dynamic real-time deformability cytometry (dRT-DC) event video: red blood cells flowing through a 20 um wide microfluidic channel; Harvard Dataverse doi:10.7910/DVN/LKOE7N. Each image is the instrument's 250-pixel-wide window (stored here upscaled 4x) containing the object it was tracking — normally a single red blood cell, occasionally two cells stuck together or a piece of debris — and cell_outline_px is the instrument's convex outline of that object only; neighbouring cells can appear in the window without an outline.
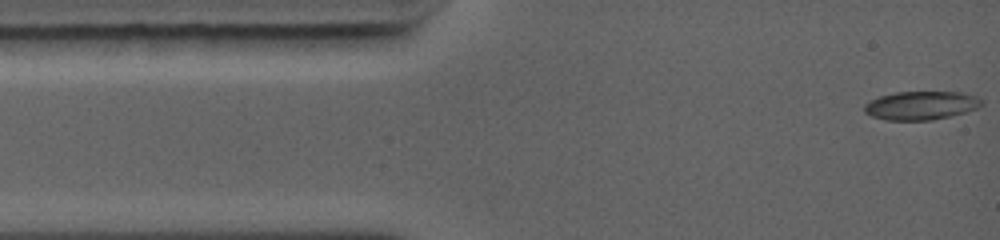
{"species": "common noctule bat (a hibernating species)", "species_latin": "Nyctalus noctula", "temperature_condition": "warm", "stored_images_in_passage": 73, "camera_frame_rate_fps": 5000, "um_per_image_px": 0.085, "animal": {"sex": "female", "body_mass_g": 19.0, "forearm_length_mm": 56.7}, "frame": {"image": 1, "passage_image": 1, "time_ms": 0.0, "image_size_px": [1000, 240], "cell_outline_px": [[984, 104], [976, 108], [964, 112], [932, 120], [888, 120], [872, 116], [864, 112], [864, 104], [880, 96], [896, 92], [960, 92], [976, 96], [984, 100]], "centroid_in_image_um": [78.3, 8.96], "position_along_channel_um": 6.7, "area_um2": 19.36}}
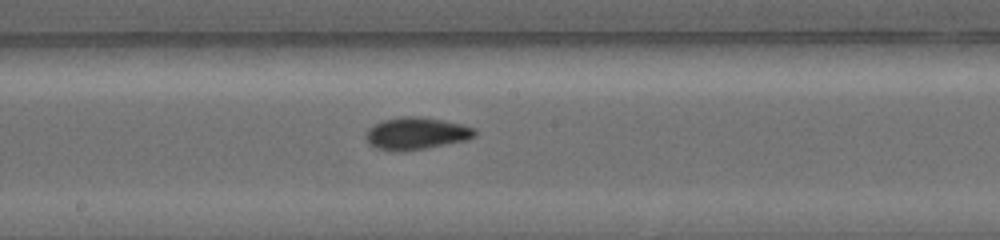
{"frame": {"image": 2, "passage_image": 32, "time_ms": 6.2, "image_size_px": [1000, 240], "cell_outline_px": [[476, 136], [468, 140], [424, 148], [400, 152], [376, 148], [368, 144], [364, 136], [368, 128], [372, 124], [384, 120], [404, 116], [420, 116], [460, 124], [476, 128]], "centroid_in_image_um": [35.35, 11.34], "position_along_channel_um": 212.9, "area_um2": 20.52}}
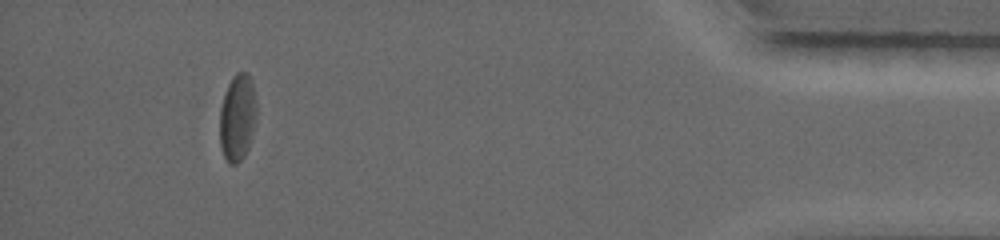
{"frame": {"image": 3, "passage_image": 63, "time_ms": 12.4, "image_size_px": [1000, 240], "cell_outline_px": [[256, 116], [248, 148], [244, 156], [236, 164], [228, 164], [224, 156], [220, 144], [220, 108], [228, 84], [232, 76], [236, 72], [248, 72], [252, 80], [256, 100]], "centroid_in_image_um": [20.18, 9.96], "position_along_channel_um": 415.0, "area_um2": 18.67}, "authors_computed_cell_mechanics": {"area_um2": 19.1318, "velocity_mm_per_s": 4.434, "shape_relaxation_time_tau1_ms": 2.6305, "shape_relaxation_time_tau2_ms": 4.7327, "deformation_change_tau1": 0.0812, "deformation_change_tau2": 0.1015}}